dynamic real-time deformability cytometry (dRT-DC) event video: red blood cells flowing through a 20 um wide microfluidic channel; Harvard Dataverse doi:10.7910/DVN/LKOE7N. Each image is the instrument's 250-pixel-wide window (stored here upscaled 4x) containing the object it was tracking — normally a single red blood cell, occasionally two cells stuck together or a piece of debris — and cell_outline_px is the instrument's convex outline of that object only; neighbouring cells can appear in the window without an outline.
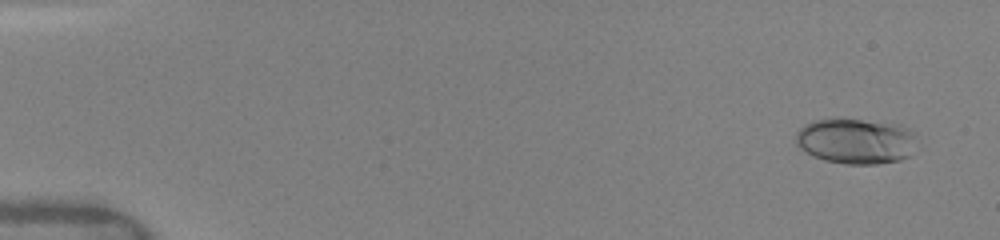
{"species": "human", "species_latin": "Homo sapiens", "temperature_condition": "warm", "stored_images_in_passage": 33, "camera_frame_rate_fps": 3000, "um_per_image_px": 0.085, "donor": {"sex": "female"}, "frame": {"image": 1, "passage_image": 1, "time_ms": 0.0, "image_size_px": [1000, 240], "cell_outline_px": [[916, 132], [908, 156], [900, 160], [876, 164], [844, 164], [824, 160], [812, 156], [800, 148], [796, 144], [796, 132], [804, 124], [812, 120], [836, 116], [900, 124]], "centroid_in_image_um": [72.68, 11.95], "position_along_channel_um": 12.3, "area_um2": 32.77}}
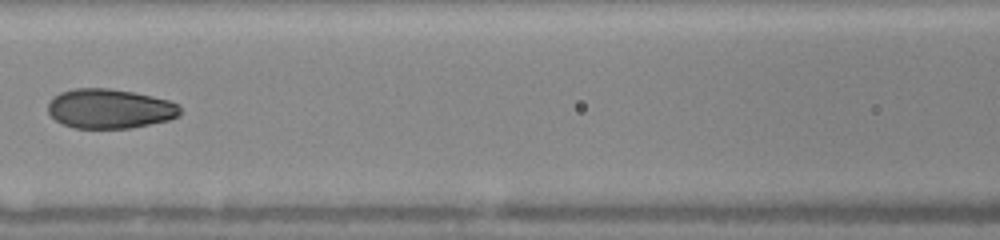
{"frame": {"image": 2, "passage_image": 16, "time_ms": 7.0, "image_size_px": [1000, 240], "cell_outline_px": [[180, 116], [168, 120], [128, 128], [76, 128], [64, 124], [56, 120], [48, 112], [48, 104], [52, 96], [60, 92], [76, 88], [108, 88], [132, 92], [152, 96], [168, 100], [180, 104]], "centroid_in_image_um": [9.32, 9.23], "position_along_channel_um": 157.3, "area_um2": 30.4}}
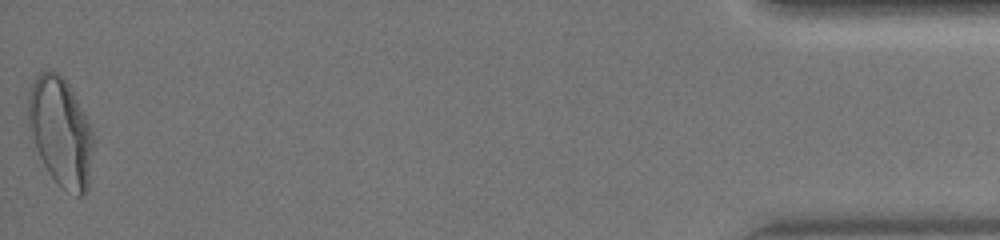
{"frame": {"image": 3, "passage_image": 33, "time_ms": 15.667, "image_size_px": [1000, 240], "cell_outline_px": [[92, 152], [88, 192], [84, 196], [76, 196], [60, 188], [56, 184], [48, 172], [28, 132], [28, 96], [32, 84], [36, 76], [40, 72], [60, 72], [68, 84], [84, 112], [92, 128]], "centroid_in_image_um": [5.15, 11.25], "position_along_channel_um": 430.1, "area_um2": 41.5}, "authors_computed_cell_mechanics": {"area_um2": 30.7496, "velocity_mm_per_s": 4.1333, "shape_relaxation_time_tau1_ms": 5.2267, "shape_relaxation_time_tau2_ms": null, "deformation_change_tau1": 0.1806, "deformation_change_tau2": null}}